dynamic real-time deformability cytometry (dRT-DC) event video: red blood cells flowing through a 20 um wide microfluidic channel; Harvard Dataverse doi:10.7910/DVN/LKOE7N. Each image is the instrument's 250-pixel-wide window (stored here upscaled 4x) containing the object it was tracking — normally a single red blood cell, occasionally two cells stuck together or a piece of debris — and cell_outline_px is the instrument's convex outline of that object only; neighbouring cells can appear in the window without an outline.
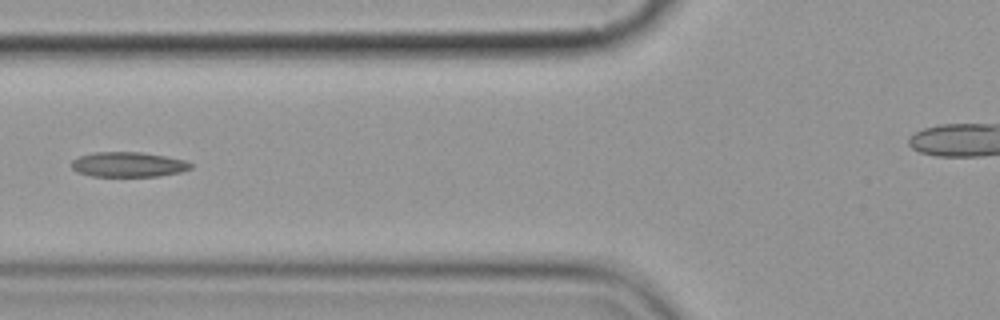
{"species": "common noctule bat (a hibernating species)", "species_latin": "Nyctalus noctula", "temperature_condition": "cold", "stored_images_in_passage": 7, "camera_frame_rate_fps": 3000, "um_per_image_px": 0.085, "animal": {"sex": "female", "body_mass_g": 19.9}, "frame": {"image": 1, "passage_image": 7, "time_ms": 7.0, "image_size_px": [1000, 320], "cell_outline_px": [[192, 168], [180, 172], [160, 176], [92, 176], [76, 172], [72, 168], [72, 160], [80, 156], [92, 152], [140, 152], [164, 156], [184, 160], [192, 164]], "centroid_in_image_um": [10.88, 13.98], "position_along_channel_um": 114.9, "area_um2": 17.28}}